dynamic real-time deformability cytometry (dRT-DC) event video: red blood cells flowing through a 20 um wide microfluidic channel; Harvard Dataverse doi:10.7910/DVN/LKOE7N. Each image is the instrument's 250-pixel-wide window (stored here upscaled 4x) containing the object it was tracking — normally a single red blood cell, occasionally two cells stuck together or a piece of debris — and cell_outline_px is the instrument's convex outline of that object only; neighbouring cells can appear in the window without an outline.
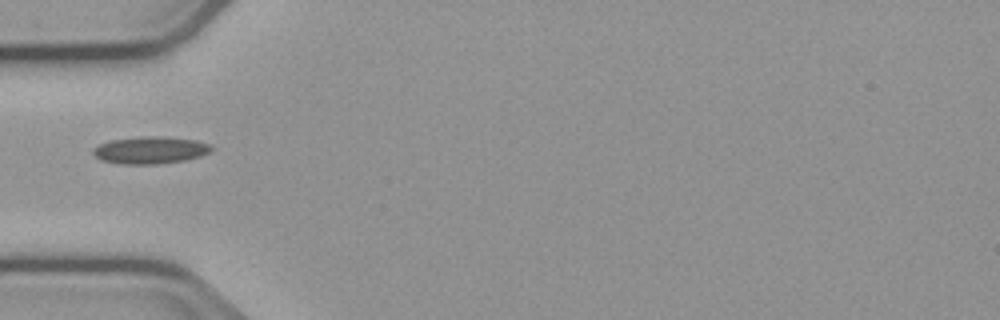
{"species": "common noctule bat (a hibernating species)", "species_latin": "Nyctalus noctula", "temperature_condition": "cold", "stored_images_in_passage": 7, "camera_frame_rate_fps": 3000, "um_per_image_px": 0.085, "animal": {"sex": "male", "body_mass_g": 23.1, "forearm_length_mm": 52.7}, "frame": {"image": 1, "passage_image": 1, "time_ms": 0.0, "image_size_px": [1000, 320], "cell_outline_px": [[212, 148], [208, 152], [200, 156], [184, 160], [156, 164], [120, 164], [100, 160], [92, 152], [92, 148], [100, 144], [112, 140], [144, 136], [156, 136], [196, 140], [208, 144]], "centroid_in_image_um": [12.72, 12.77], "position_along_channel_um": 72.3, "area_um2": 18.5}}